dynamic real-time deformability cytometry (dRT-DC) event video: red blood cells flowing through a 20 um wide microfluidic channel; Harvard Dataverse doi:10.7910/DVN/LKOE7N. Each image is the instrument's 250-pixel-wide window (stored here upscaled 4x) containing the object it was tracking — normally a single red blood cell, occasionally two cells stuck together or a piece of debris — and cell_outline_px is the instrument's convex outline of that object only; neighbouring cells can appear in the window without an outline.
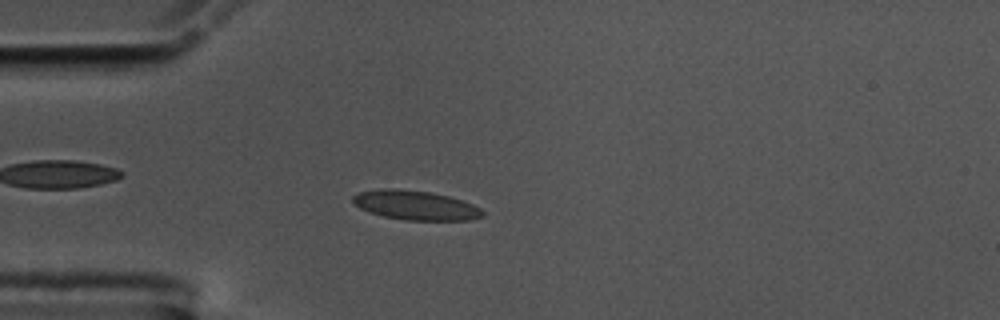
{"species": "common noctule bat (a hibernating species)", "species_latin": "Nyctalus noctula", "temperature_condition": "cold", "stored_images_in_passage": 55, "camera_frame_rate_fps": 3000, "um_per_image_px": 0.085, "animal": {"sex": "male", "body_mass_g": 17.5, "forearm_length_mm": 52.3}, "frame": {"image": 1, "passage_image": 14, "time_ms": 4.333, "image_size_px": [1000, 320], "cell_outline_px": [[484, 216], [472, 220], [404, 220], [384, 216], [368, 212], [360, 208], [352, 200], [352, 196], [360, 192], [380, 188], [392, 188], [428, 192], [448, 196], [472, 204], [480, 208], [484, 212]], "centroid_in_image_um": [35.31, 17.45], "position_along_channel_um": 49.7, "area_um2": 22.08}}
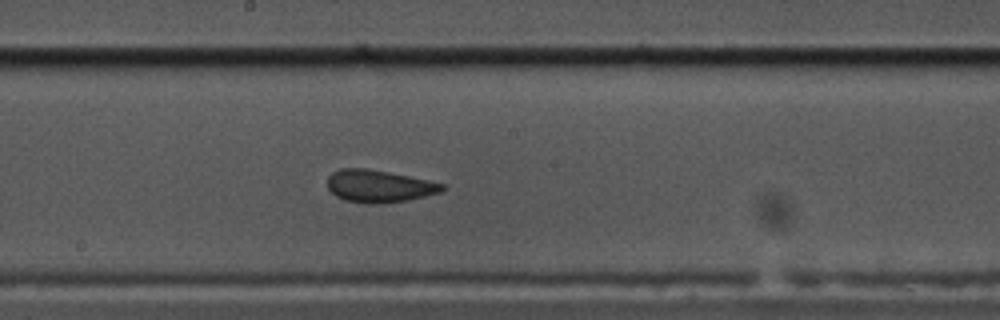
{"frame": {"image": 2, "passage_image": 29, "time_ms": 9.333, "image_size_px": [1000, 320], "cell_outline_px": [[448, 188], [440, 192], [408, 200], [380, 204], [364, 204], [344, 200], [336, 196], [328, 188], [328, 176], [332, 172], [340, 168], [368, 168], [428, 180], [444, 184]], "centroid_in_image_um": [32.2, 15.83], "position_along_channel_um": 216.0, "area_um2": 21.79}}
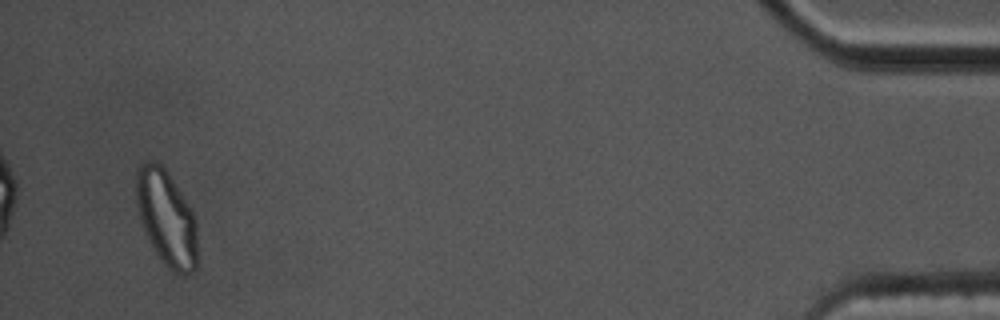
{"frame": {"image": 3, "passage_image": 53, "time_ms": 17.333, "image_size_px": [1000, 320], "cell_outline_px": [[196, 268], [192, 272], [184, 276], [176, 276], [160, 260], [152, 248], [144, 232], [136, 208], [136, 168], [144, 160], [156, 160], [168, 172], [192, 212], [196, 220]], "centroid_in_image_um": [14.11, 18.55], "position_along_channel_um": 421.1, "area_um2": 34.56}, "authors_computed_cell_mechanics": {"area_um2": 21.675, "velocity_mm_per_s": 3.5496, "shape_relaxation_time_tau1_ms": 9.4014, "shape_relaxation_time_tau2_ms": 1.3057, "deformation_change_tau1": 0.1634, "deformation_change_tau2": 0.0645}}